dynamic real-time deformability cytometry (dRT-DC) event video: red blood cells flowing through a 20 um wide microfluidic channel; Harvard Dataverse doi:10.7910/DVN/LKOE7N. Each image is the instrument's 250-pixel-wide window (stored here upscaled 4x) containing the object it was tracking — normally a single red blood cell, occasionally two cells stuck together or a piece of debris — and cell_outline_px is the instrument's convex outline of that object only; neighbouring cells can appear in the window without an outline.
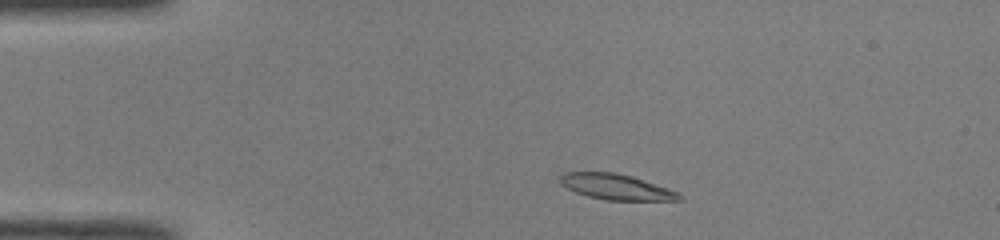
{"species": "common noctule bat (a hibernating species)", "species_latin": "Nyctalus noctula", "temperature_condition": "room temperature", "stored_images_in_passage": 44, "camera_frame_rate_fps": 3000, "um_per_image_px": 0.085, "animal": {"sex": "male", "body_mass_g": 19.0, "forearm_length_mm": 50.8}, "frame": {"image": 1, "passage_image": 4, "time_ms": 1.0, "image_size_px": [1000, 240], "cell_outline_px": [[684, 200], [608, 200], [588, 196], [576, 192], [560, 184], [560, 176], [564, 172], [616, 172], [632, 176], [668, 188], [684, 196]], "centroid_in_image_um": [52.39, 15.88], "position_along_channel_um": 32.6, "area_um2": 17.69}}
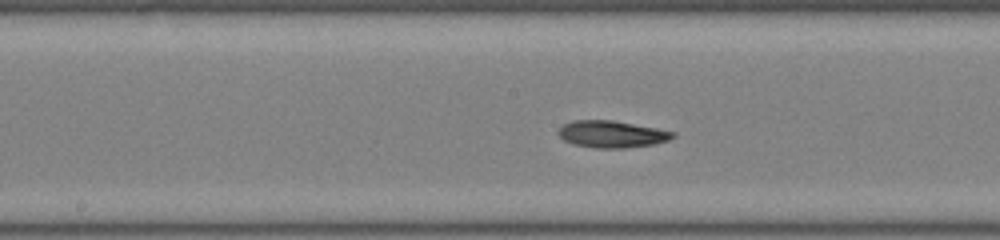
{"frame": {"image": 2, "passage_image": 20, "time_ms": 6.333, "image_size_px": [1000, 240], "cell_outline_px": [[676, 136], [668, 140], [652, 144], [624, 148], [596, 148], [572, 144], [564, 140], [556, 132], [564, 124], [572, 120], [612, 120], [656, 128], [676, 132]], "centroid_in_image_um": [51.98, 11.4], "position_along_channel_um": 196.2, "area_um2": 17.92}}
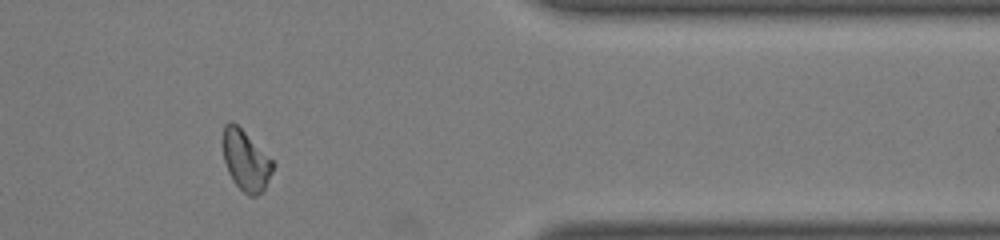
{"frame": {"image": 3, "passage_image": 36, "time_ms": 11.667, "image_size_px": [1000, 240], "cell_outline_px": [[276, 164], [264, 192], [256, 196], [248, 196], [232, 180], [228, 172], [224, 160], [224, 124], [228, 120], [232, 120]], "centroid_in_image_um": [20.92, 13.69], "position_along_channel_um": 390.5, "area_um2": 17.46}, "authors_computed_cell_mechanics": {"area_um2": 17.6868, "velocity_mm_per_s": 3.9991, "shape_relaxation_time_tau1_ms": 3.0804, "shape_relaxation_time_tau2_ms": null, "deformation_change_tau1": 0.1266, "deformation_change_tau2": null}}